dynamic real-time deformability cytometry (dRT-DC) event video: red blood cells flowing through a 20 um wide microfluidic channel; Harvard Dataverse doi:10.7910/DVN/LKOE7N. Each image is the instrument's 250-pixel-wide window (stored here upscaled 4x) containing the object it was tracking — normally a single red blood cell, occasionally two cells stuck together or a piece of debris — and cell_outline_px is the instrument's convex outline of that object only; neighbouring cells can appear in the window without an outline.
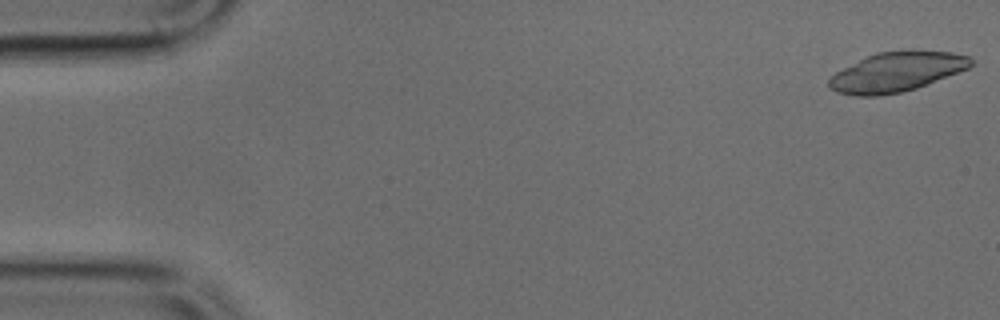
{"species": "common noctule bat (a hibernating species)", "species_latin": "Nyctalus noctula", "temperature_condition": "cold", "stored_images_in_passage": 48, "camera_frame_rate_fps": 3000, "um_per_image_px": 0.085, "animal": {"sex": "male", "body_mass_g": 17.9, "forearm_length_mm": 54.2}, "frame": {"image": 1, "passage_image": 1, "time_ms": 0.0, "image_size_px": [1000, 320], "cell_outline_px": [[972, 64], [968, 68], [916, 88], [900, 92], [880, 96], [856, 96], [836, 92], [828, 88], [828, 80], [836, 72], [876, 52], [908, 48], [952, 52], [972, 56]], "centroid_in_image_um": [76.23, 6.08], "position_along_channel_um": 8.8, "area_um2": 33.06}}